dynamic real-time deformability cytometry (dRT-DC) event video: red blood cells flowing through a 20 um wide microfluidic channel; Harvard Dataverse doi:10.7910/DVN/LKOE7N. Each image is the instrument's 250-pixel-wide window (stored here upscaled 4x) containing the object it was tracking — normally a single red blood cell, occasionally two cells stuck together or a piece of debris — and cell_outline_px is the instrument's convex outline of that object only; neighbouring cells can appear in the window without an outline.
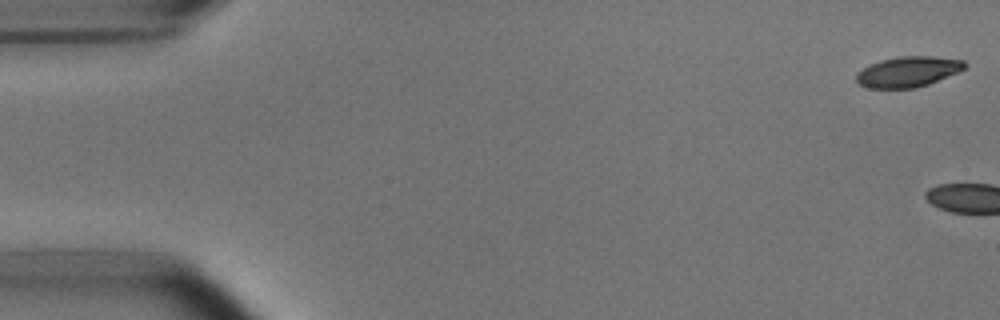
{"species": "common noctule bat (a hibernating species)", "species_latin": "Nyctalus noctula", "temperature_condition": "room temperature", "stored_images_in_passage": 3, "camera_frame_rate_fps": 3000, "um_per_image_px": 0.085, "animal": {"sex": "male", "body_mass_g": 15.6}, "frame": {"image": 1, "passage_image": 1, "time_ms": 0.0, "image_size_px": [1000, 320], "cell_outline_px": [[968, 64], [964, 68], [956, 72], [928, 84], [916, 88], [868, 88], [860, 84], [856, 80], [856, 72], [868, 64], [880, 60], [900, 56], [932, 56], [964, 60]], "centroid_in_image_um": [77.14, 6.09], "position_along_channel_um": 7.9, "area_um2": 19.25}}